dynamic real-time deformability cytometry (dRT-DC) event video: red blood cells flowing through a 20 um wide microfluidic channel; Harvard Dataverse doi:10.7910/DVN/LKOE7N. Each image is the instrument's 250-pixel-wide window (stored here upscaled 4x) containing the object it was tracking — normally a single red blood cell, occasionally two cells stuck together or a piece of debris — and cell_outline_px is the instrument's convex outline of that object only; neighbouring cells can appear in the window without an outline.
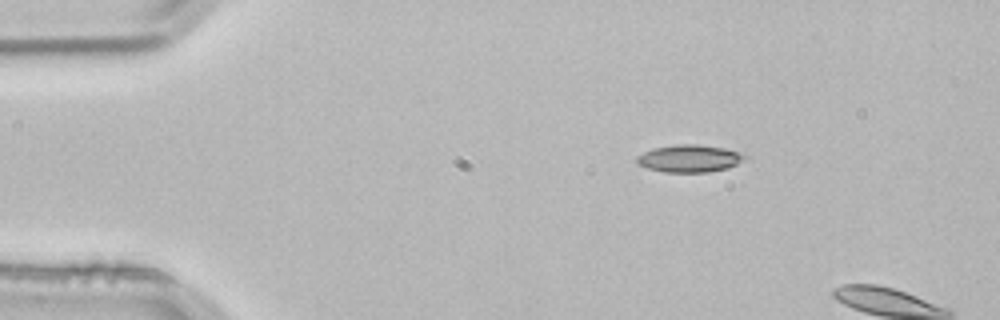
{"species": "common noctule bat (a hibernating species)", "species_latin": "Nyctalus noctula", "temperature_condition": "room temperature", "stored_images_in_passage": 2, "camera_frame_rate_fps": 3000, "um_per_image_px": 0.085, "animal": {"sex": "male", "body_mass_g": 21.5, "forearm_length_mm": 52.0}, "frame": {"image": 1, "passage_image": 1, "time_ms": 0.0, "image_size_px": [1000, 320], "cell_outline_px": [[748, 156], [744, 160], [728, 168], [708, 172], [664, 172], [648, 168], [636, 164], [636, 156], [652, 148], [676, 144], [696, 144], [724, 148], [744, 152]], "centroid_in_image_um": [58.61, 13.46], "position_along_channel_um": 26.4, "area_um2": 17.46}}